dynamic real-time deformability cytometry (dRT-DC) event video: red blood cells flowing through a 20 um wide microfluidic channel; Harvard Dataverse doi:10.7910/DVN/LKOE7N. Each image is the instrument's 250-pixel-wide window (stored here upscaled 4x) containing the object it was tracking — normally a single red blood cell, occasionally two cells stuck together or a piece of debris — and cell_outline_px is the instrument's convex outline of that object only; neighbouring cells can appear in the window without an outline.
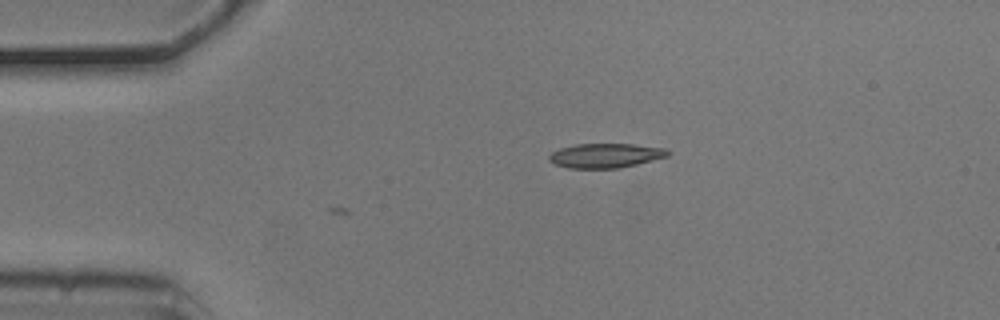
{"species": "common noctule bat (a hibernating species)", "species_latin": "Nyctalus noctula", "temperature_condition": "cold", "stored_images_in_passage": 10, "camera_frame_rate_fps": 3000, "um_per_image_px": 0.085, "animal": {"sex": "male", "body_mass_g": 20.5, "forearm_length_mm": 52.5}, "frame": {"image": 1, "passage_image": 10, "time_ms": 3.0, "image_size_px": [1000, 320], "cell_outline_px": [[672, 152], [668, 156], [620, 168], [568, 168], [556, 164], [548, 160], [548, 156], [552, 152], [560, 148], [576, 144], [632, 144], [664, 148]], "centroid_in_image_um": [51.46, 13.22], "position_along_channel_um": 33.5, "area_um2": 16.82}}